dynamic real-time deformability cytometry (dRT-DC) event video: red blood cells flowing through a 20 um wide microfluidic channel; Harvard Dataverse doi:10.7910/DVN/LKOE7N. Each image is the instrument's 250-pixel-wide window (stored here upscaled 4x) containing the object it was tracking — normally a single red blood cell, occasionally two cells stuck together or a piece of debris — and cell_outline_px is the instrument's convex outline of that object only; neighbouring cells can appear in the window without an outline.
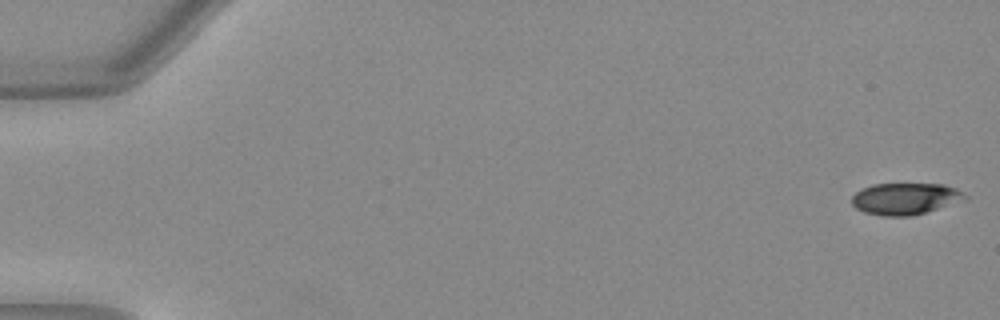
{"species": "Egyptian fruit bat (a non-hibernating species)", "species_latin": "Rousettus aegyptiacus", "temperature_condition": "warm", "stored_images_in_passage": 17, "camera_frame_rate_fps": 3000, "um_per_image_px": 0.085, "animal": {"sex": "female"}, "frame": {"image": 1, "passage_image": 1, "time_ms": 0.0, "image_size_px": [1000, 320], "cell_outline_px": [[968, 200], [912, 216], [884, 216], [864, 212], [856, 208], [852, 204], [852, 196], [860, 188], [872, 184], [944, 184], [956, 188], [968, 196]], "centroid_in_image_um": [76.98, 16.89], "position_along_channel_um": 8.0, "area_um2": 21.15}}